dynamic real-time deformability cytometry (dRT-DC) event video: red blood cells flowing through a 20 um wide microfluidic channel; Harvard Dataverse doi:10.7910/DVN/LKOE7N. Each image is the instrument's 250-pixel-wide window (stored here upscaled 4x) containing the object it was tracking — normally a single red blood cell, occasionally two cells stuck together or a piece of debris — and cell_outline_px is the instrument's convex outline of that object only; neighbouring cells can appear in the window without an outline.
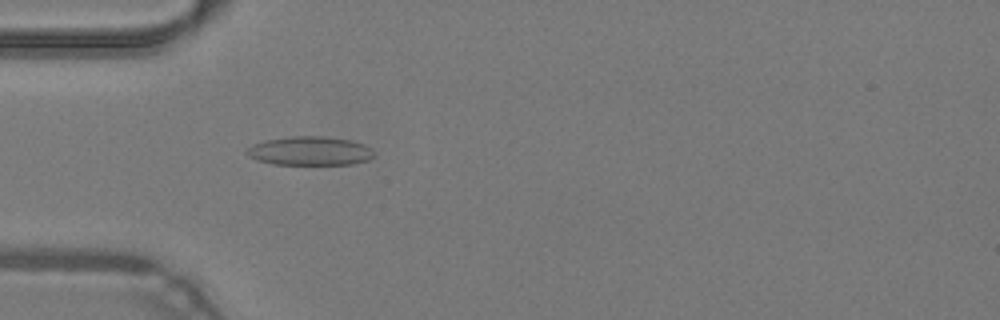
{"species": "common noctule bat (a hibernating species)", "species_latin": "Nyctalus noctula", "temperature_condition": "warm", "stored_images_in_passage": 48, "camera_frame_rate_fps": 3000, "um_per_image_px": 0.085, "animal": {"sex": "male", "body_mass_g": 19.2, "forearm_length_mm": 51.8}, "frame": {"image": 1, "passage_image": 15, "time_ms": 4.667, "image_size_px": [1000, 320], "cell_outline_px": [[376, 156], [368, 160], [352, 164], [272, 164], [256, 160], [248, 156], [244, 152], [252, 144], [264, 140], [292, 136], [324, 136], [352, 140], [364, 144], [372, 148]], "centroid_in_image_um": [26.35, 12.82], "position_along_channel_um": 58.7, "area_um2": 21.68}}
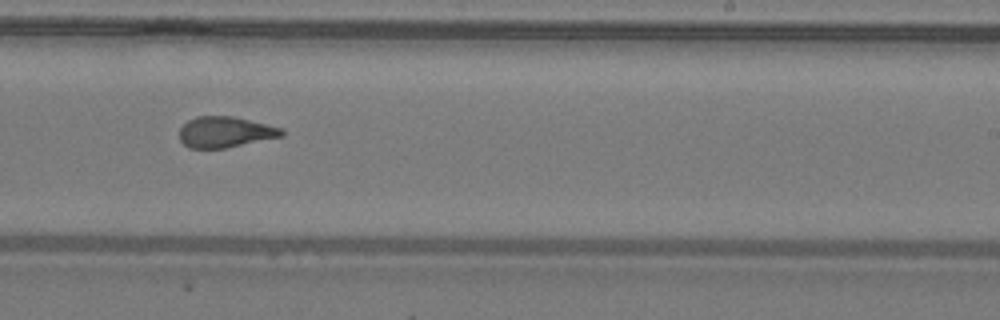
{"frame": {"image": 2, "passage_image": 30, "time_ms": 9.667, "image_size_px": [1000, 320], "cell_outline_px": [[284, 136], [224, 148], [188, 148], [180, 140], [180, 128], [188, 120], [196, 116], [232, 116], [284, 128]], "centroid_in_image_um": [19.15, 11.22], "position_along_channel_um": 269.8, "area_um2": 18.38}}
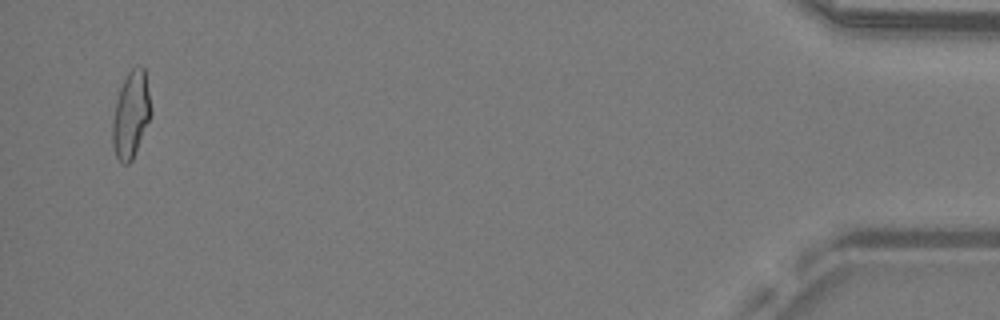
{"frame": {"image": 3, "passage_image": 47, "time_ms": 15.333, "image_size_px": [1000, 320], "cell_outline_px": [[152, 116], [132, 160], [128, 164], [120, 164], [116, 156], [112, 144], [112, 120], [116, 100], [120, 88], [128, 72], [132, 68], [140, 64], [144, 68], [152, 112]], "centroid_in_image_um": [11.13, 9.77], "position_along_channel_um": 424.1, "area_um2": 19.59}, "authors_computed_cell_mechanics": {"area_um2": 19.3052, "velocity_mm_per_s": 4.2774, "shape_relaxation_time_tau1_ms": null, "shape_relaxation_time_tau2_ms": 1.2622, "deformation_change_tau1": null, "deformation_change_tau2": 0.0717}}